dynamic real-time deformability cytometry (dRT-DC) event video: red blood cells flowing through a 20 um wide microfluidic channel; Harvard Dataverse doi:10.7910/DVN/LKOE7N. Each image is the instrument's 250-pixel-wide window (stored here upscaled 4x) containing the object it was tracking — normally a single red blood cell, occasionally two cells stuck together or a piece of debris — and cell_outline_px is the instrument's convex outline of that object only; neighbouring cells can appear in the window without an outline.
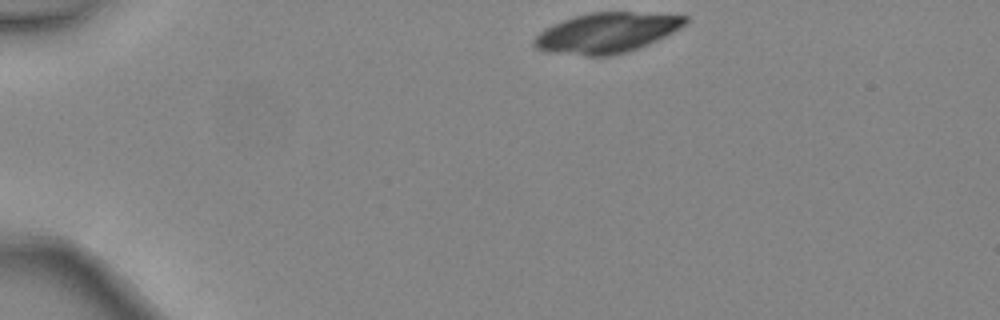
{"species": "common noctule bat (a hibernating species)", "species_latin": "Nyctalus noctula", "temperature_condition": "warm", "stored_images_in_passage": 3, "camera_frame_rate_fps": 3000, "um_per_image_px": 0.085, "animal": {"sex": "female", "body_mass_g": 24.6, "forearm_length_mm": 56.2}, "frame": {"image": 1, "passage_image": 1, "time_ms": 0.0, "image_size_px": [1000, 320], "cell_outline_px": [[688, 24], [648, 44], [628, 52], [608, 56], [584, 56], [548, 52], [536, 48], [532, 44], [532, 40], [544, 28], [552, 24], [576, 16], [592, 12], [632, 12], [688, 16]], "centroid_in_image_um": [51.54, 2.8], "position_along_channel_um": 33.5, "area_um2": 35.32}}